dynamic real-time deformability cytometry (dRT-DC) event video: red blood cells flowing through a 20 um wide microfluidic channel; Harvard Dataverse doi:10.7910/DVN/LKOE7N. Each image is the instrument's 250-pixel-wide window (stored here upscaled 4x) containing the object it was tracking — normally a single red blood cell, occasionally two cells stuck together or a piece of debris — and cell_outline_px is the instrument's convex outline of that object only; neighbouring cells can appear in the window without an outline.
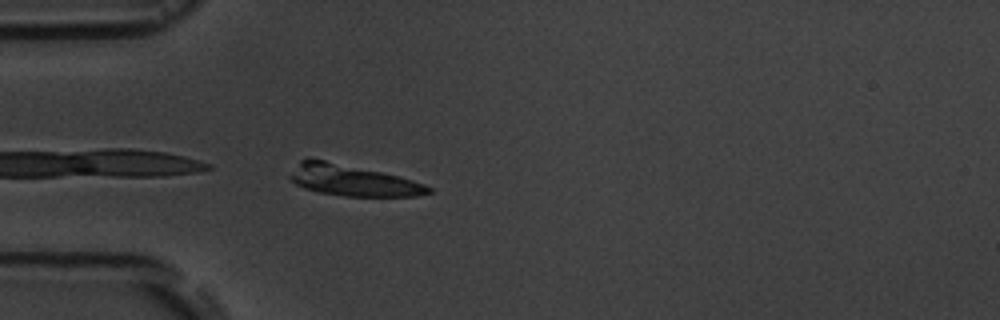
{"species": "common noctule bat (a hibernating species)", "species_latin": "Nyctalus noctula", "temperature_condition": "room temperature", "stored_images_in_passage": 5, "camera_frame_rate_fps": 3000, "um_per_image_px": 0.085, "animal": {"sex": "male", "body_mass_g": 19.5, "forearm_length_mm": 54.6}, "frame": {"image": 1, "passage_image": 5, "time_ms": 4.667, "image_size_px": [1000, 320], "cell_outline_px": [[432, 192], [416, 196], [344, 196], [320, 192], [304, 188], [296, 184], [288, 176], [300, 160], [324, 160], [400, 176], [424, 184], [432, 188]], "centroid_in_image_um": [30.0, 15.35], "position_along_channel_um": 55.0, "area_um2": 24.62}}